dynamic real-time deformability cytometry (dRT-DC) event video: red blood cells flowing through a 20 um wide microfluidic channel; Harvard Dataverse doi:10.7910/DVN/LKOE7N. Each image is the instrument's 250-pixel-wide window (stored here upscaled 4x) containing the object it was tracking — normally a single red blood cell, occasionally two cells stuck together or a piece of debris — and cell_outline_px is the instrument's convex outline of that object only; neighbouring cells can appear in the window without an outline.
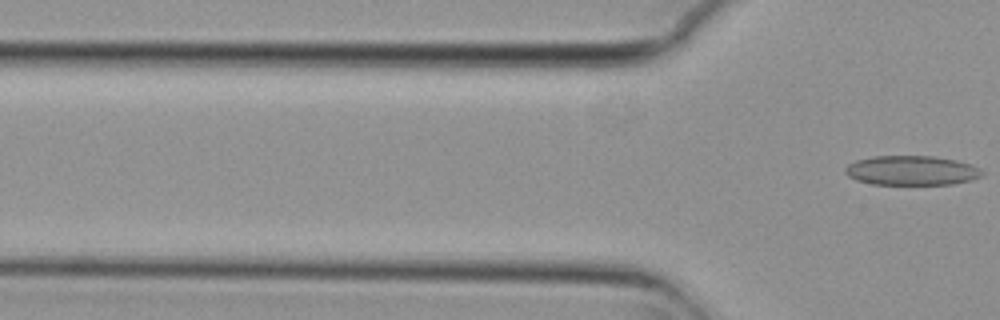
{"species": "common noctule bat (a hibernating species)", "species_latin": "Nyctalus noctula", "temperature_condition": "cold", "stored_images_in_passage": 7, "camera_frame_rate_fps": 3000, "um_per_image_px": 0.085, "animal": {"sex": "female", "body_mass_g": 29.2, "forearm_length_mm": 56.3}, "frame": {"image": 1, "passage_image": 7, "time_ms": 2.0, "image_size_px": [1000, 320], "cell_outline_px": [[984, 176], [972, 180], [952, 184], [872, 184], [856, 180], [848, 176], [844, 172], [844, 168], [848, 164], [856, 160], [872, 156], [932, 156], [956, 160], [972, 164], [980, 168], [984, 172]], "centroid_in_image_um": [77.5, 14.49], "position_along_channel_um": 48.3, "area_um2": 23.76}}